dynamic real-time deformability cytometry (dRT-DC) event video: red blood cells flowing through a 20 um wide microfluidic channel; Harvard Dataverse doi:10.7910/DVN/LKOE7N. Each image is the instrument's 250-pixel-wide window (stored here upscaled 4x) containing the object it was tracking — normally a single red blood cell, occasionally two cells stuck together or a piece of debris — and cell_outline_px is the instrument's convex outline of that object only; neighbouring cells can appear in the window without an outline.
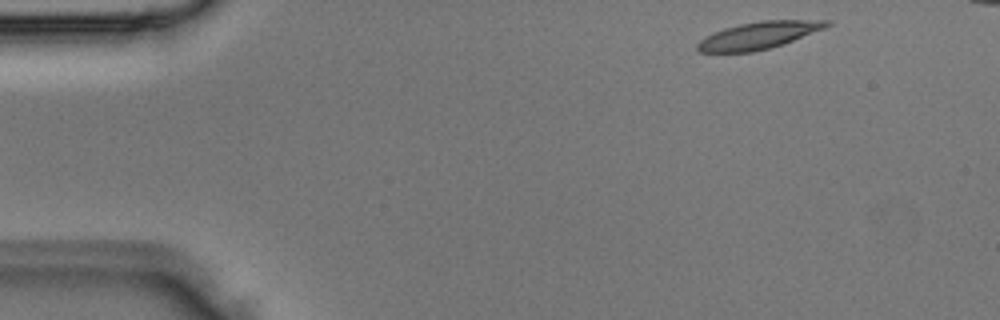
{"species": "Egyptian fruit bat (a non-hibernating species)", "species_latin": "Rousettus aegyptiacus", "temperature_condition": "room temperature", "stored_images_in_passage": 3, "segment_of_instrument_passage": [2, 2], "camera_frame_rate_fps": 3000, "um_per_image_px": 0.085, "animal": {"sex": "male"}, "frame": {"image": 1, "passage_image": 3, "time_ms": 0.667, "image_size_px": [1000, 320], "cell_outline_px": [[832, 24], [824, 28], [784, 44], [752, 52], [700, 52], [696, 48], [696, 44], [700, 40], [724, 28], [740, 24], [760, 20], [832, 20]], "centroid_in_image_um": [64.52, 3.0], "position_along_channel_um": 20.5, "area_um2": 20.29}}